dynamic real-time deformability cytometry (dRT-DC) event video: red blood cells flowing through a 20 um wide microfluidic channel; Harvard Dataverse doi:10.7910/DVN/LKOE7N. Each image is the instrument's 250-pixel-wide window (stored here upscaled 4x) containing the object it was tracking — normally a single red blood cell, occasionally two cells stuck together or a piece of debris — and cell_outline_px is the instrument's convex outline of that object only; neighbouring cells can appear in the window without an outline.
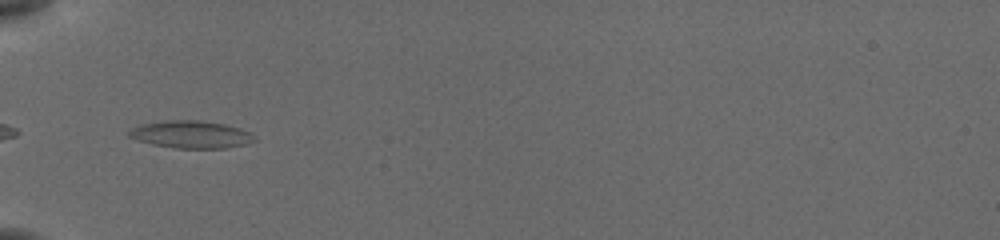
{"species": "common noctule bat (a hibernating species)", "species_latin": "Nyctalus noctula", "temperature_condition": "cold", "stored_images_in_passage": 13, "camera_frame_rate_fps": 3000, "um_per_image_px": 0.085, "animal": {"sex": "female", "body_mass_g": 19.5, "forearm_length_mm": 54.1}, "frame": {"image": 1, "passage_image": 1, "time_ms": 0.0, "image_size_px": [1000, 240], "cell_outline_px": [[256, 140], [244, 144], [224, 148], [176, 148], [152, 144], [136, 140], [128, 136], [128, 132], [132, 128], [140, 124], [164, 120], [200, 120], [224, 124], [240, 128], [256, 136]], "centroid_in_image_um": [16.21, 11.42], "position_along_channel_um": 68.8, "area_um2": 20.06}}
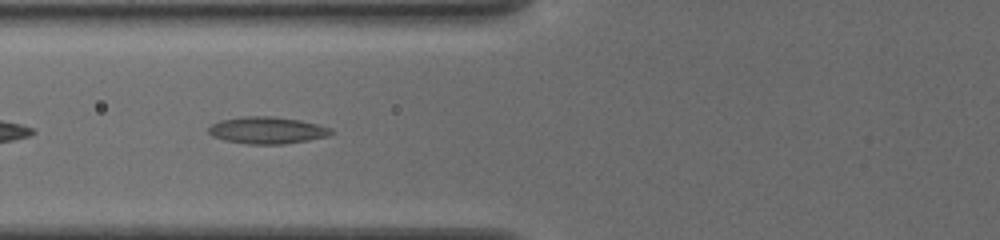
{"frame": {"image": 2, "passage_image": 4, "time_ms": 1.0, "image_size_px": [1000, 240], "cell_outline_px": [[332, 136], [284, 144], [248, 144], [224, 140], [212, 136], [208, 132], [208, 128], [212, 124], [220, 120], [244, 116], [272, 116], [300, 120], [320, 124], [332, 128]], "centroid_in_image_um": [22.74, 11.07], "position_along_channel_um": 103.1, "area_um2": 19.42}}
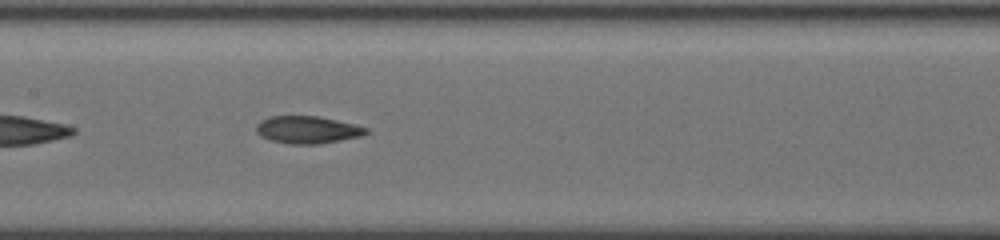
{"frame": {"image": 3, "passage_image": 10, "time_ms": 3.0, "image_size_px": [1000, 240], "cell_outline_px": [[368, 132], [360, 136], [320, 144], [288, 144], [272, 140], [260, 136], [256, 132], [256, 124], [260, 120], [268, 116], [320, 116], [368, 128]], "centroid_in_image_um": [26.08, 11.02], "position_along_channel_um": 181.3, "area_um2": 17.51}}